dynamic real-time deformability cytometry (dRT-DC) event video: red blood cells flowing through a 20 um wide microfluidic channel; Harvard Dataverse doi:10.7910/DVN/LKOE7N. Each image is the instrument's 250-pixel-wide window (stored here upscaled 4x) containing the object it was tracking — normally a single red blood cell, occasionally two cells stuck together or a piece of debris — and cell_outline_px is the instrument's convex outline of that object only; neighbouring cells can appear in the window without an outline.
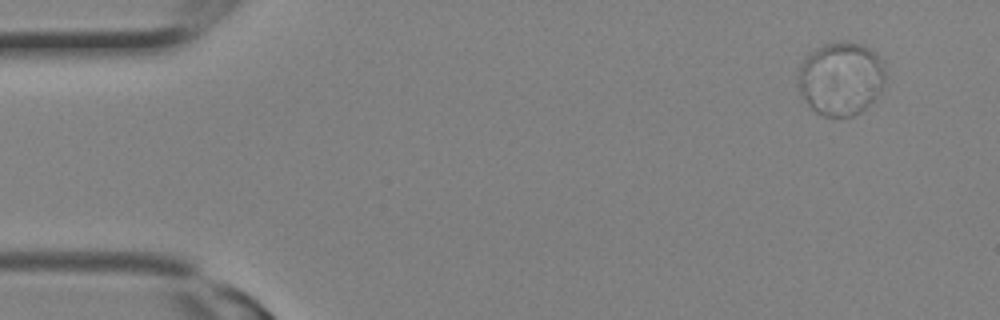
{"species": "Egyptian fruit bat (a non-hibernating species)", "species_latin": "Rousettus aegyptiacus", "temperature_condition": "room temperature", "stored_images_in_passage": 3, "camera_frame_rate_fps": 3000, "um_per_image_px": 0.085, "animal": {"sex": "female"}, "frame": {"image": 1, "passage_image": 1, "time_ms": 0.0, "image_size_px": [1000, 320], "cell_outline_px": [[888, 76], [880, 92], [860, 112], [852, 116], [824, 116], [816, 112], [808, 104], [800, 92], [796, 84], [796, 76], [800, 64], [816, 48], [824, 44], [860, 44], [876, 52], [884, 60]], "centroid_in_image_um": [71.49, 6.69], "position_along_channel_um": 13.5, "area_um2": 37.34}}